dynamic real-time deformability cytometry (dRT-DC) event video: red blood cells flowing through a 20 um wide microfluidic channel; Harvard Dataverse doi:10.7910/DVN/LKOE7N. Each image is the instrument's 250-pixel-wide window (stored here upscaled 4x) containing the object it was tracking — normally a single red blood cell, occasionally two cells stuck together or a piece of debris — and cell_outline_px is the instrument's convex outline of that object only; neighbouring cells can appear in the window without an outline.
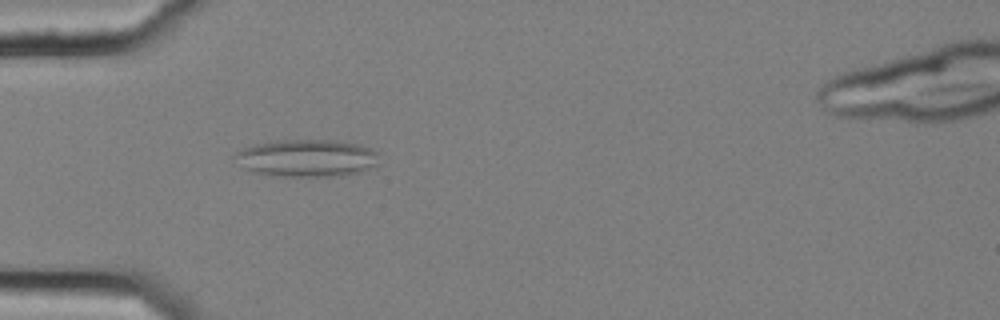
{"species": "common noctule bat (a hibernating species)", "species_latin": "Nyctalus noctula", "temperature_condition": "cold", "stored_images_in_passage": 48, "camera_frame_rate_fps": 3000, "um_per_image_px": 0.085, "animal": {"sex": "female", "body_mass_g": 25.1}, "frame": {"image": 1, "passage_image": 10, "time_ms": 3.0, "image_size_px": [1000, 320], "cell_outline_px": [[376, 164], [356, 172], [344, 176], [272, 176], [252, 172], [244, 168], [232, 156], [236, 152], [244, 148], [256, 144], [276, 140], [332, 140], [360, 144], [376, 152]], "centroid_in_image_um": [26.0, 13.44], "position_along_channel_um": 59.0, "area_um2": 31.15}}
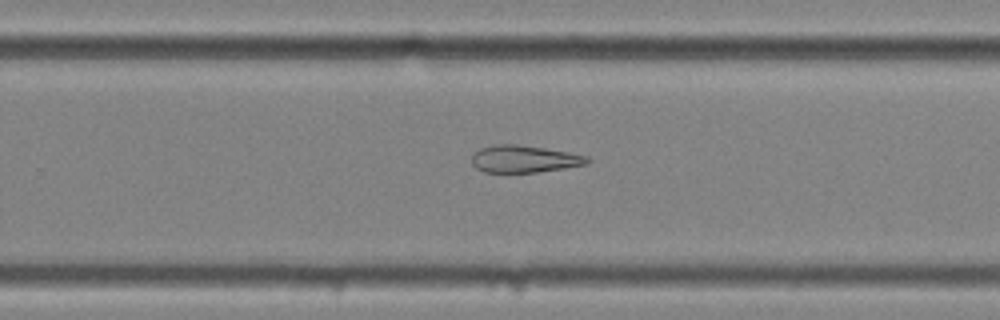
{"frame": {"image": 2, "passage_image": 29, "time_ms": 9.333, "image_size_px": [1000, 320], "cell_outline_px": [[592, 160], [588, 164], [564, 168], [536, 172], [484, 172], [476, 168], [472, 164], [472, 152], [480, 148], [492, 144], [516, 144], [544, 148], [568, 152], [588, 156]], "centroid_in_image_um": [44.54, 13.5], "position_along_channel_um": 285.3, "area_um2": 18.44}}
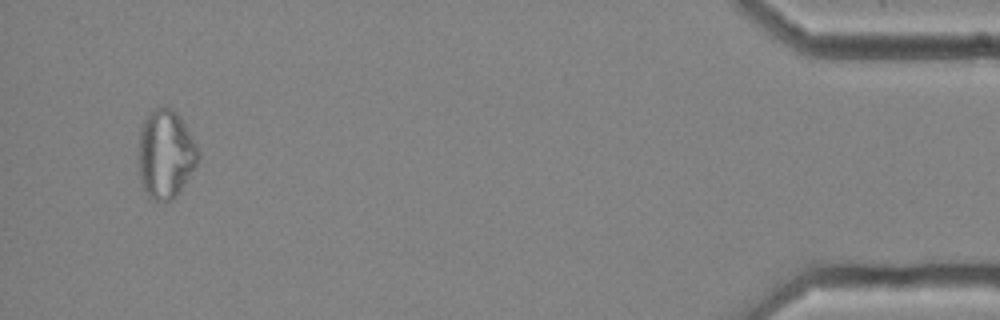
{"frame": {"image": 3, "passage_image": 46, "time_ms": 15.0, "image_size_px": [1000, 320], "cell_outline_px": [[200, 160], [176, 196], [172, 200], [156, 200], [148, 196], [144, 192], [140, 184], [140, 128], [144, 120], [156, 108], [172, 108], [180, 116], [196, 144], [200, 152]], "centroid_in_image_um": [14.1, 13.12], "position_along_channel_um": 421.1, "area_um2": 30.46}}